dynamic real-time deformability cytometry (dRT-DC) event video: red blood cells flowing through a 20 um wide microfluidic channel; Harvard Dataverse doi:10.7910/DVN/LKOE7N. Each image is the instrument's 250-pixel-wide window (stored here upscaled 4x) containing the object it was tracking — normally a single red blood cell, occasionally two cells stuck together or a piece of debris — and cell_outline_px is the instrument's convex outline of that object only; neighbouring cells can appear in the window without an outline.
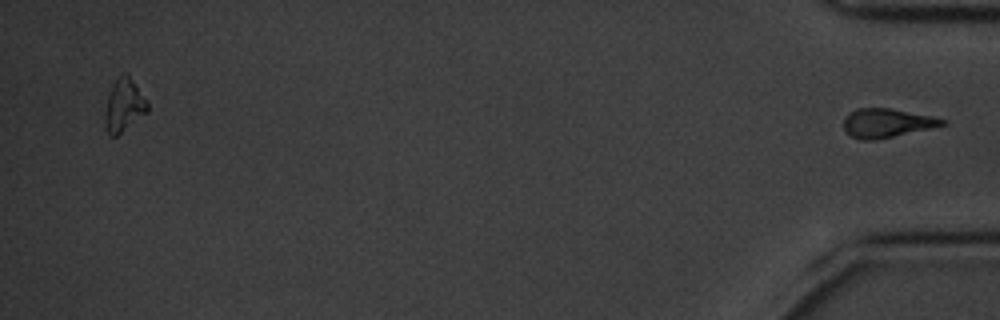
{"species": "common noctule bat (a hibernating species)", "species_latin": "Nyctalus noctula", "temperature_condition": "cold", "stored_images_in_passage": 48, "segment_of_instrument_passage": [2, 2], "camera_frame_rate_fps": 3000, "um_per_image_px": 0.085, "animal": {"sex": "male", "body_mass_g": 20.1, "forearm_length_mm": 53.5}, "frame": {"image": 1, "passage_image": 48, "time_ms": 15.667, "image_size_px": [1000, 320], "cell_outline_px": [[948, 124], [932, 128], [876, 140], [860, 140], [852, 136], [844, 128], [844, 116], [856, 108], [888, 108], [936, 116], [948, 120]], "centroid_in_image_um": [75.43, 10.45], "position_along_channel_um": 359.8, "area_um2": 16.82}}